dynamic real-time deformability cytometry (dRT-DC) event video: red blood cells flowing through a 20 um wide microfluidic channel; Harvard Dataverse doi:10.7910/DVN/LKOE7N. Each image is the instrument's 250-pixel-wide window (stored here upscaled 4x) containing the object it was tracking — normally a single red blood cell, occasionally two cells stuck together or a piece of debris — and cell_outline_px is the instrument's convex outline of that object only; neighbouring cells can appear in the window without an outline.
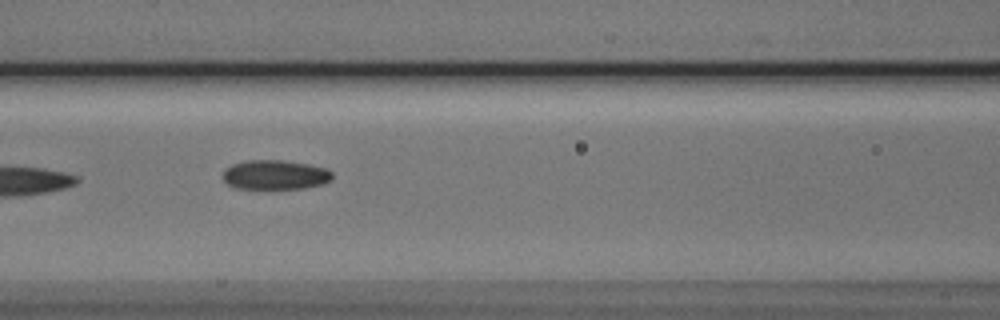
{"species": "Egyptian fruit bat (a non-hibernating species)", "species_latin": "Rousettus aegyptiacus", "temperature_condition": "cold", "stored_images_in_passage": 6, "camera_frame_rate_fps": 3000, "um_per_image_px": 0.085, "animal": {"sex": "male"}, "frame": {"image": 1, "passage_image": 5, "time_ms": 4.667, "image_size_px": [1000, 320], "cell_outline_px": [[332, 180], [324, 184], [304, 188], [236, 188], [228, 184], [224, 180], [224, 172], [232, 164], [244, 160], [280, 160], [308, 164], [324, 168], [332, 172]], "centroid_in_image_um": [23.41, 14.85], "position_along_channel_um": 143.2, "area_um2": 18.61}}